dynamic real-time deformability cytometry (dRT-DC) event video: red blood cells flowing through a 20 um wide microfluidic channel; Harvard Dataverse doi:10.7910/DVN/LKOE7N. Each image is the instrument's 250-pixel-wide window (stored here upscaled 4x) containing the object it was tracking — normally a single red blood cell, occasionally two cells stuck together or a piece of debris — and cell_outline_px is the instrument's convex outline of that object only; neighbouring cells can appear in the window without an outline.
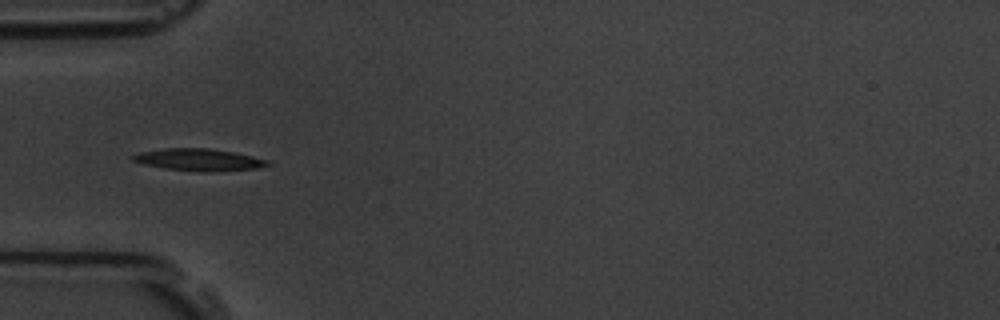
{"species": "common noctule bat (a hibernating species)", "species_latin": "Nyctalus noctula", "temperature_condition": "room temperature", "stored_images_in_passage": 9, "camera_frame_rate_fps": 3000, "um_per_image_px": 0.085, "animal": {"sex": "male", "body_mass_g": 19.5, "forearm_length_mm": 54.6}, "frame": {"image": 1, "passage_image": 6, "time_ms": 5.667, "image_size_px": [1000, 320], "cell_outline_px": [[272, 164], [256, 168], [216, 172], [200, 172], [164, 168], [144, 164], [132, 160], [132, 156], [140, 152], [164, 148], [208, 148], [232, 152], [252, 156], [268, 160]], "centroid_in_image_um": [16.91, 13.58], "position_along_channel_um": 68.1, "area_um2": 17.28}}
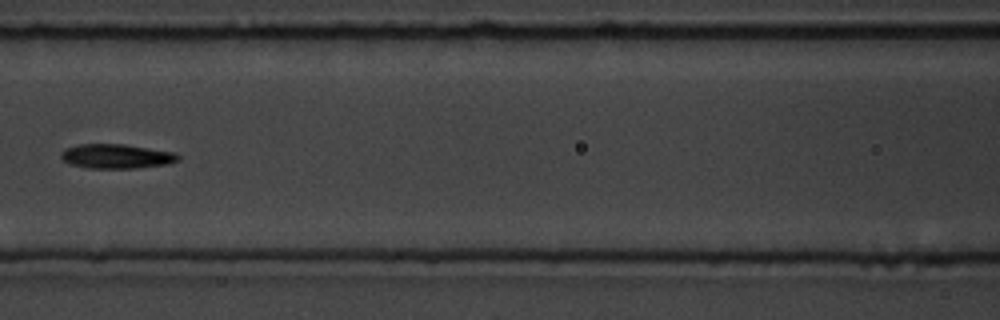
{"frame": {"image": 2, "passage_image": 8, "time_ms": 8.0, "image_size_px": [1000, 320], "cell_outline_px": [[180, 160], [168, 164], [136, 168], [88, 168], [68, 164], [60, 156], [60, 152], [64, 148], [80, 144], [124, 144], [176, 152], [180, 156]], "centroid_in_image_um": [9.9, 13.28], "position_along_channel_um": 156.7, "area_um2": 16.88}}
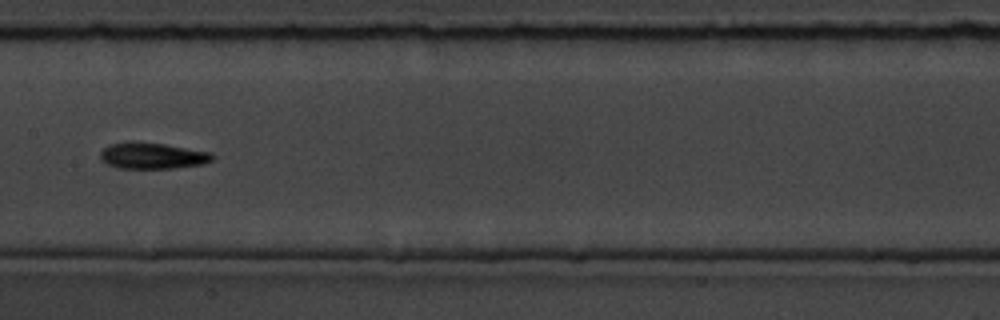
{"frame": {"image": 3, "passage_image": 9, "time_ms": 9.0, "image_size_px": [1000, 320], "cell_outline_px": [[212, 160], [204, 164], [172, 168], [120, 168], [108, 164], [100, 156], [100, 152], [108, 144], [128, 140], [132, 140], [164, 144], [212, 152]], "centroid_in_image_um": [12.94, 13.21], "position_along_channel_um": 194.5, "area_um2": 17.22}}